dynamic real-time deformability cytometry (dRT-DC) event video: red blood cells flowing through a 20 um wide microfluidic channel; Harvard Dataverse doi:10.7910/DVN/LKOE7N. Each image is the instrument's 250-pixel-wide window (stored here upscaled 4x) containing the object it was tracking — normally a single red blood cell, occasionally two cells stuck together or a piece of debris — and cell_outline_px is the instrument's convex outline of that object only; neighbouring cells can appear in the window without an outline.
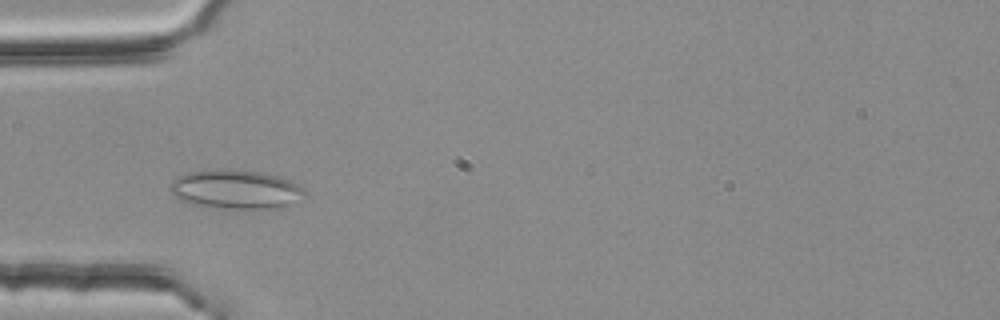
{"species": "common noctule bat (a hibernating species)", "species_latin": "Nyctalus noctula", "temperature_condition": "room temperature", "stored_images_in_passage": 4, "camera_frame_rate_fps": 3000, "um_per_image_px": 0.085, "animal": {"sex": "female", "body_mass_g": 25.1}, "frame": {"image": 1, "passage_image": 4, "time_ms": 1.0, "image_size_px": [1000, 320], "cell_outline_px": [[308, 196], [296, 204], [288, 208], [204, 208], [188, 204], [180, 200], [168, 188], [168, 184], [172, 180], [188, 172], [220, 168], [260, 172], [276, 176], [288, 180], [304, 188], [308, 192]], "centroid_in_image_um": [20.07, 16.12], "position_along_channel_um": 64.9, "area_um2": 31.44}}